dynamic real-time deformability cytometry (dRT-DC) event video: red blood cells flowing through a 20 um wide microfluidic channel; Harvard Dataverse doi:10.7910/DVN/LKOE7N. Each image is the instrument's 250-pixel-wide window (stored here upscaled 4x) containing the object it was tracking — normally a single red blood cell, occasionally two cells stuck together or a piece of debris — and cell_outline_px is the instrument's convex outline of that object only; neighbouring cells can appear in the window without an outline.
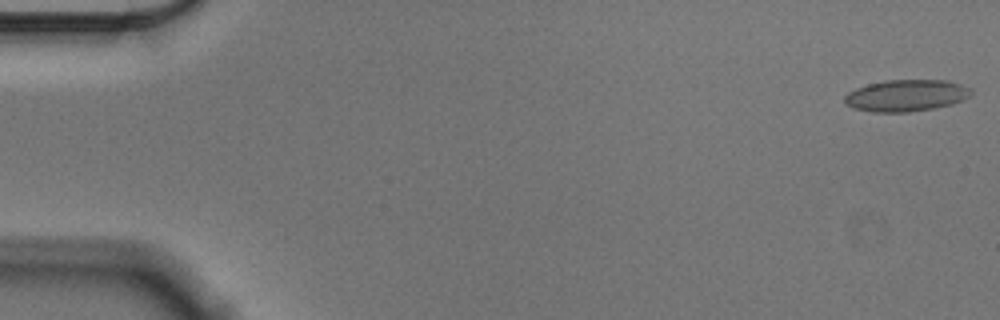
{"species": "Egyptian fruit bat (a non-hibernating species)", "species_latin": "Rousettus aegyptiacus", "temperature_condition": "cold", "stored_images_in_passage": 56, "camera_frame_rate_fps": 3000, "um_per_image_px": 0.085, "animal": {"sex": "male"}, "frame": {"image": 1, "passage_image": 1, "time_ms": 0.0, "image_size_px": [1000, 320], "cell_outline_px": [[972, 92], [968, 96], [952, 104], [932, 108], [908, 112], [872, 112], [852, 108], [844, 100], [844, 96], [848, 92], [856, 88], [868, 84], [888, 80], [948, 80], [972, 88]], "centroid_in_image_um": [77.01, 8.11], "position_along_channel_um": 8.0, "area_um2": 23.24}}
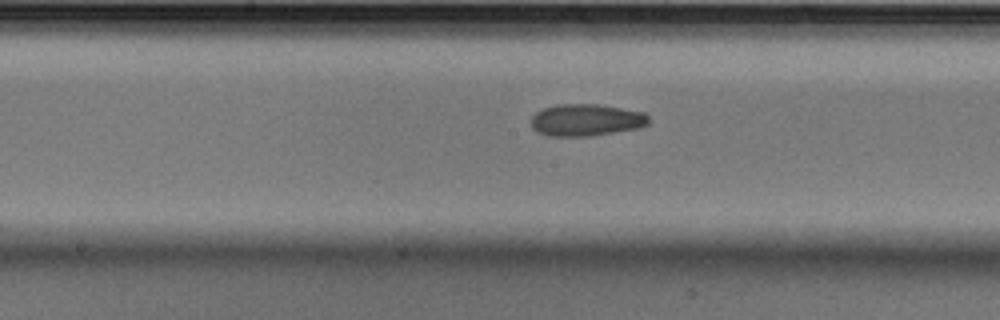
{"frame": {"image": 2, "passage_image": 29, "time_ms": 9.333, "image_size_px": [1000, 320], "cell_outline_px": [[648, 124], [640, 128], [588, 136], [548, 136], [536, 132], [532, 128], [532, 116], [536, 112], [544, 108], [556, 104], [600, 104], [644, 112], [648, 116]], "centroid_in_image_um": [49.81, 10.2], "position_along_channel_um": 198.4, "area_um2": 22.02}}
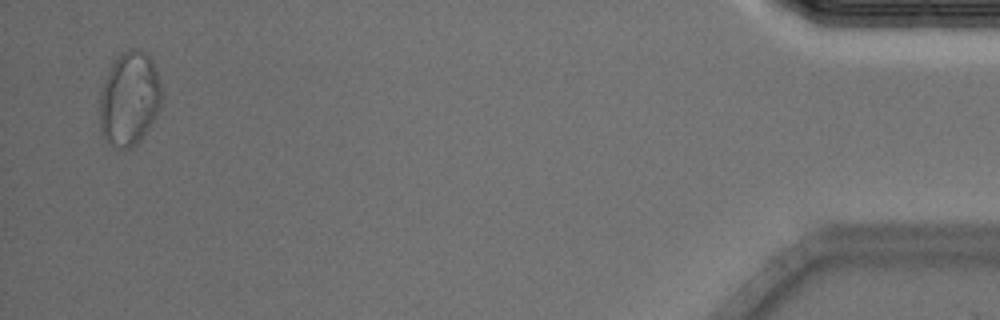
{"frame": {"image": 3, "passage_image": 55, "time_ms": 18.0, "image_size_px": [1000, 320], "cell_outline_px": [[160, 108], [156, 116], [140, 140], [132, 148], [116, 148], [100, 132], [100, 92], [104, 76], [116, 56], [120, 52], [128, 48], [136, 48], [144, 52], [152, 60], [156, 68], [160, 84]], "centroid_in_image_um": [10.97, 8.35], "position_along_channel_um": 424.2, "area_um2": 34.1}, "authors_computed_cell_mechanics": {"area_um2": 22.0796, "velocity_mm_per_s": 3.5391, "shape_relaxation_time_tau1_ms": null, "shape_relaxation_time_tau2_ms": 3.8731, "deformation_change_tau1": null, "deformation_change_tau2": 0.0529}}